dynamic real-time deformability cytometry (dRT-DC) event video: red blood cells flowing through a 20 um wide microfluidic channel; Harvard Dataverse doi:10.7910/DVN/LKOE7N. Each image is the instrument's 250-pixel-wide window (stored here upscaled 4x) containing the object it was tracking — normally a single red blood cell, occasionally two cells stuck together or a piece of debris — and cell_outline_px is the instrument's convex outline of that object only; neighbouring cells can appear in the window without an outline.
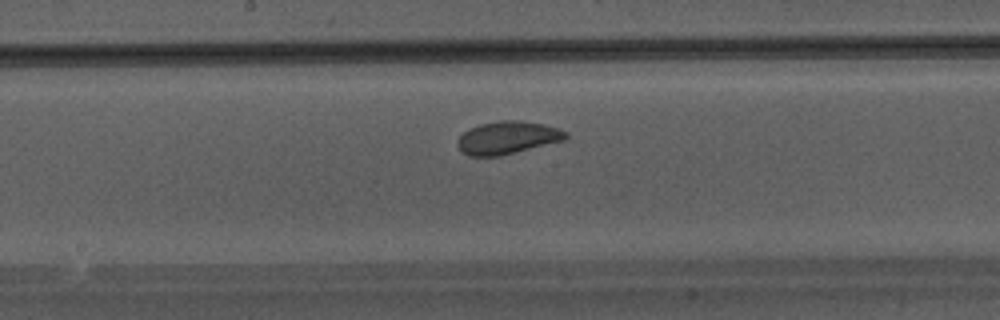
{"species": "Egyptian fruit bat (a non-hibernating species)", "species_latin": "Rousettus aegyptiacus", "temperature_condition": "warm", "stored_images_in_passage": 32, "camera_frame_rate_fps": 3000, "um_per_image_px": 0.085, "animal": {"sex": "male"}, "frame": {"image": 1, "passage_image": 14, "time_ms": 4.333, "image_size_px": [1000, 320], "cell_outline_px": [[568, 136], [564, 140], [500, 156], [468, 156], [456, 144], [456, 140], [464, 132], [480, 124], [500, 120], [516, 120], [544, 124], [560, 128], [568, 132]], "centroid_in_image_um": [43.16, 11.7], "position_along_channel_um": 205.0, "area_um2": 20.58}}
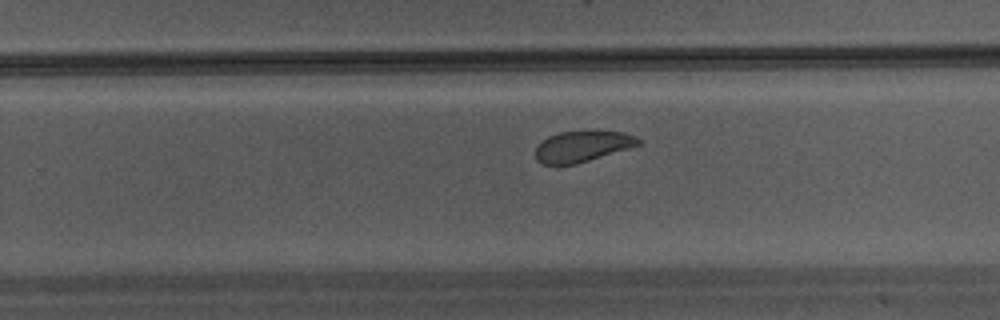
{"frame": {"image": 2, "passage_image": 19, "time_ms": 6.0, "image_size_px": [1000, 320], "cell_outline_px": [[640, 144], [576, 164], [544, 164], [536, 160], [536, 148], [540, 140], [548, 136], [560, 132], [624, 132], [636, 136], [640, 140]], "centroid_in_image_um": [49.45, 12.44], "position_along_channel_um": 280.4, "area_um2": 18.09}}